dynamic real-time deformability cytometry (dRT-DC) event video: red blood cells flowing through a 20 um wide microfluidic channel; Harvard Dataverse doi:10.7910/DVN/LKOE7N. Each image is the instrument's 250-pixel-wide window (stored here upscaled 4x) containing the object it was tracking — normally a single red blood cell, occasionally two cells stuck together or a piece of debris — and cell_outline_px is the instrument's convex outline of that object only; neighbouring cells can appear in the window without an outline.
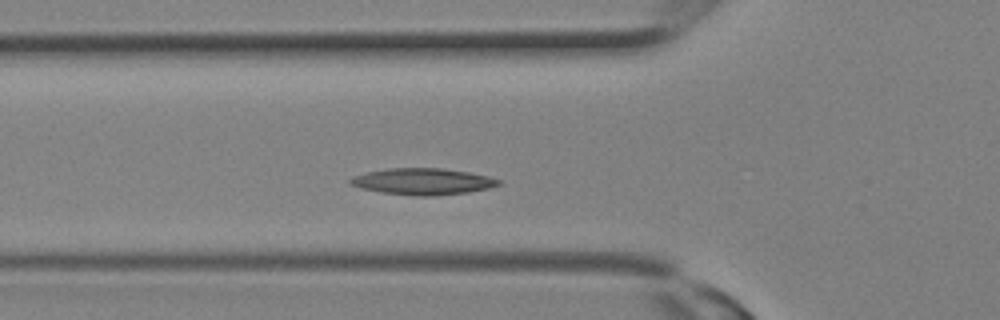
{"species": "Egyptian fruit bat (a non-hibernating species)", "species_latin": "Rousettus aegyptiacus", "temperature_condition": "room temperature", "stored_images_in_passage": 7, "camera_frame_rate_fps": 3000, "um_per_image_px": 0.085, "animal": {"sex": "female"}, "frame": {"image": 1, "passage_image": 3, "time_ms": 0.667, "image_size_px": [1000, 320], "cell_outline_px": [[500, 184], [488, 188], [468, 192], [432, 196], [416, 196], [380, 192], [360, 188], [348, 184], [348, 180], [352, 176], [368, 172], [388, 168], [444, 168], [468, 172], [488, 176], [500, 180]], "centroid_in_image_um": [35.89, 15.42], "position_along_channel_um": 89.9, "area_um2": 22.89}}
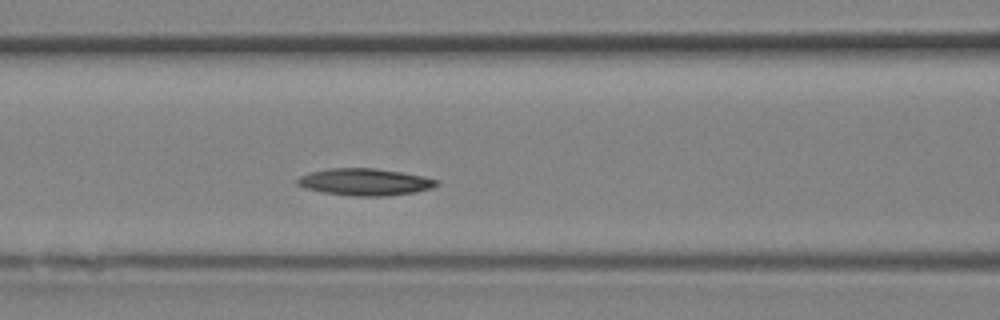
{"frame": {"image": 2, "passage_image": 5, "time_ms": 1.333, "image_size_px": [1000, 320], "cell_outline_px": [[440, 184], [432, 188], [416, 192], [384, 196], [356, 196], [320, 192], [304, 188], [296, 184], [296, 180], [300, 176], [308, 172], [328, 168], [376, 168], [424, 176], [440, 180]], "centroid_in_image_um": [31.01, 15.46], "position_along_channel_um": 135.6, "area_um2": 22.14}}
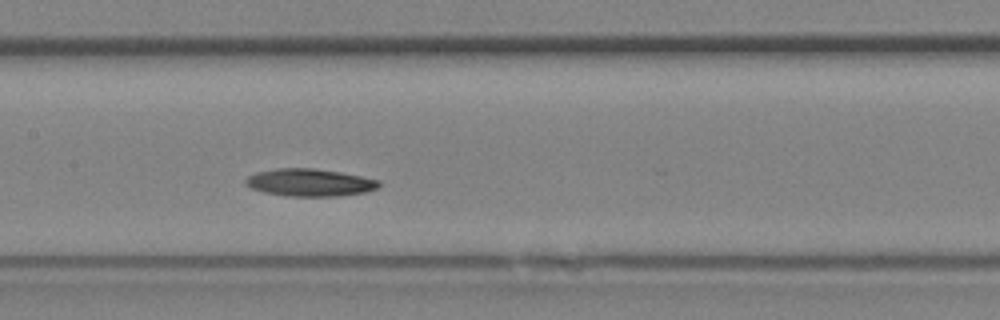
{"frame": {"image": 3, "passage_image": 7, "time_ms": 2.0, "image_size_px": [1000, 320], "cell_outline_px": [[380, 188], [364, 192], [340, 196], [288, 196], [264, 192], [252, 188], [244, 184], [244, 180], [248, 176], [256, 172], [276, 168], [316, 168], [340, 172], [380, 180]], "centroid_in_image_um": [26.32, 15.51], "position_along_channel_um": 181.1, "area_um2": 21.44}}